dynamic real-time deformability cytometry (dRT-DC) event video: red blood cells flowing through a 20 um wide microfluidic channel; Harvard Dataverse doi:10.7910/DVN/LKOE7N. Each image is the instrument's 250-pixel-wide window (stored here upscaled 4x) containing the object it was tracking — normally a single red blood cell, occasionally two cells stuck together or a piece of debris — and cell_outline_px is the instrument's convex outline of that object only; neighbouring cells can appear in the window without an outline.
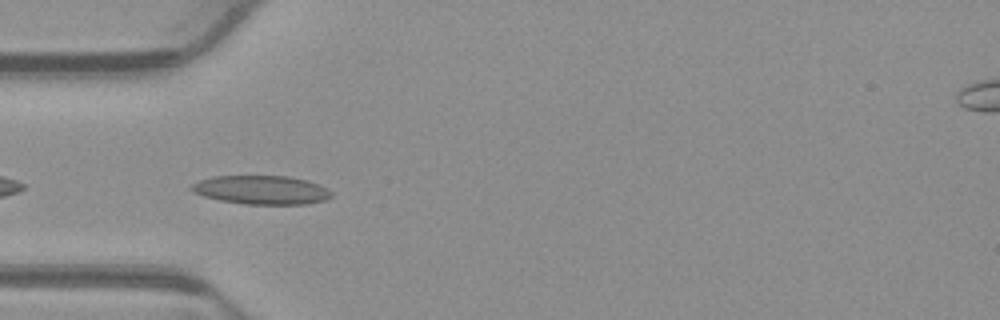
{"species": "common noctule bat (a hibernating species)", "species_latin": "Nyctalus noctula", "temperature_condition": "warm", "stored_images_in_passage": 24, "camera_frame_rate_fps": 3000, "um_per_image_px": 0.085, "animal": {"sex": "male", "body_mass_g": 23.1, "forearm_length_mm": 52.7}, "frame": {"image": 1, "passage_image": 2, "time_ms": 0.333, "image_size_px": [1000, 320], "cell_outline_px": [[332, 196], [324, 200], [308, 204], [244, 204], [220, 200], [204, 196], [192, 192], [188, 188], [192, 184], [200, 180], [212, 176], [288, 176], [308, 180], [328, 188], [332, 192]], "centroid_in_image_um": [22.22, 16.14], "position_along_channel_um": 62.8, "area_um2": 23.58}}
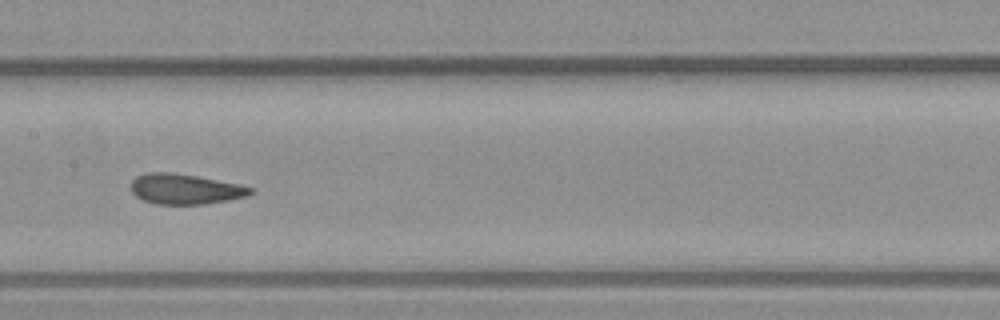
{"frame": {"image": 2, "passage_image": 12, "time_ms": 3.667, "image_size_px": [1000, 320], "cell_outline_px": [[256, 192], [248, 196], [228, 200], [204, 204], [156, 204], [144, 200], [136, 196], [132, 192], [132, 180], [136, 176], [148, 172], [172, 172], [196, 176], [240, 184], [252, 188]], "centroid_in_image_um": [15.76, 16.07], "position_along_channel_um": 191.6, "area_um2": 21.1}}
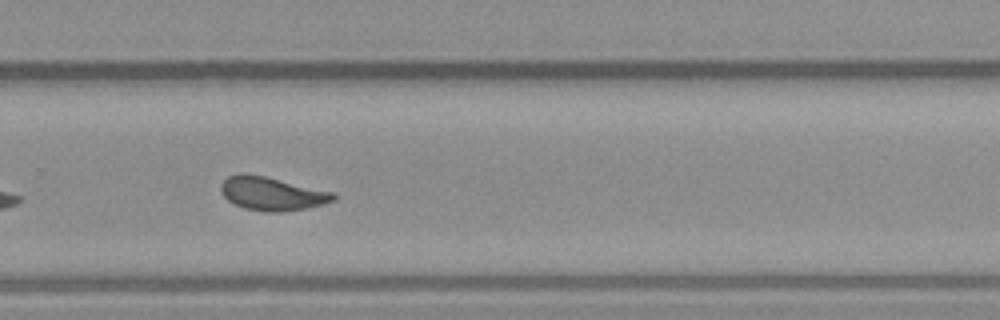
{"frame": {"image": 3, "passage_image": 21, "time_ms": 6.667, "image_size_px": [1000, 320], "cell_outline_px": [[336, 200], [324, 204], [308, 208], [284, 212], [268, 212], [244, 208], [228, 200], [224, 196], [220, 188], [220, 184], [228, 176], [240, 172], [248, 172], [332, 192], [336, 196]], "centroid_in_image_um": [23.1, 16.45], "position_along_channel_um": 306.7, "area_um2": 22.02}}